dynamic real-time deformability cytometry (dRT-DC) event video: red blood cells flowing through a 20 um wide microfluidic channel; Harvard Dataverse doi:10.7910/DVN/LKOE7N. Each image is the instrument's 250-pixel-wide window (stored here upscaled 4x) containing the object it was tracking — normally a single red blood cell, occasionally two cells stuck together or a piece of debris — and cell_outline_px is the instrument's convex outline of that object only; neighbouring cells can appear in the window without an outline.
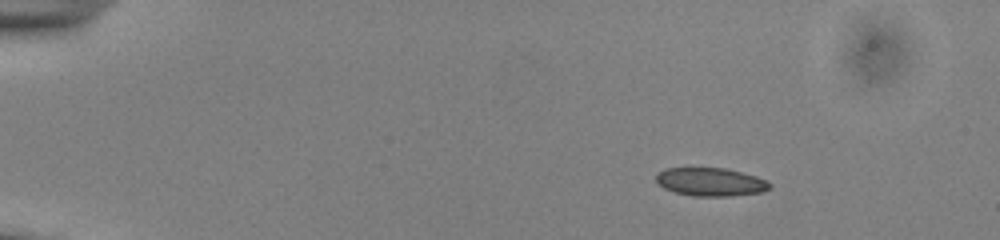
{"species": "common noctule bat (a hibernating species)", "species_latin": "Nyctalus noctula", "temperature_condition": "cold", "stored_images_in_passage": 47, "camera_frame_rate_fps": 3000, "um_per_image_px": 0.085, "animal": {"sex": "male", "body_mass_g": 13.0, "forearm_length_mm": 53.1}, "frame": {"image": 1, "passage_image": 1, "time_ms": 0.0, "image_size_px": [1000, 240], "cell_outline_px": [[772, 188], [760, 192], [732, 196], [692, 196], [676, 192], [664, 188], [656, 180], [656, 176], [660, 172], [668, 168], [724, 168], [744, 172], [756, 176], [772, 184]], "centroid_in_image_um": [60.44, 15.46], "position_along_channel_um": 24.6, "area_um2": 18.61}}
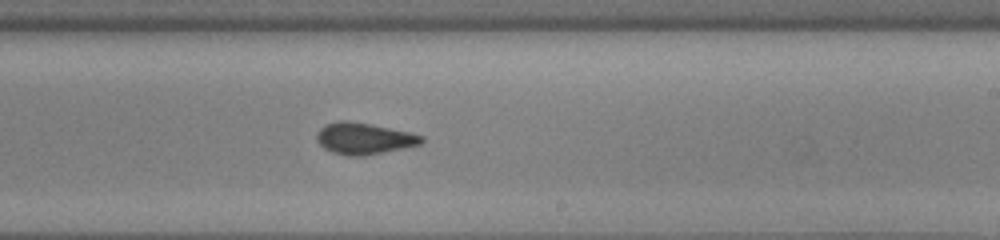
{"frame": {"image": 2, "passage_image": 27, "time_ms": 8.667, "image_size_px": [1000, 240], "cell_outline_px": [[424, 140], [420, 144], [404, 148], [364, 156], [348, 156], [332, 152], [324, 148], [316, 140], [316, 136], [320, 128], [324, 124], [340, 120], [344, 120], [368, 124], [408, 132], [424, 136]], "centroid_in_image_um": [30.91, 11.78], "position_along_channel_um": 258.1, "area_um2": 19.07}}
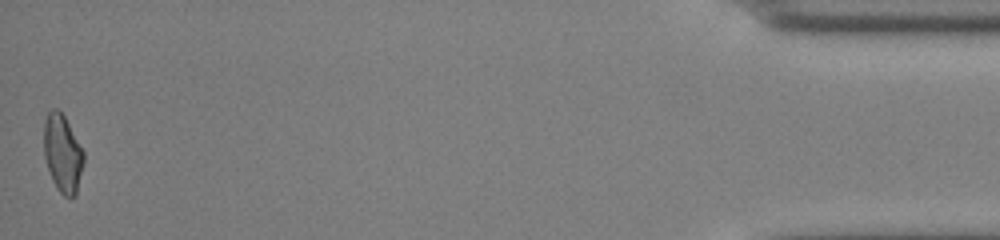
{"frame": {"image": 3, "passage_image": 47, "time_ms": 15.333, "image_size_px": [1000, 240], "cell_outline_px": [[84, 164], [76, 196], [64, 196], [56, 188], [52, 180], [44, 156], [44, 120], [48, 112], [52, 108], [56, 108], [64, 116], [84, 152]], "centroid_in_image_um": [5.32, 13.06], "position_along_channel_um": 429.9, "area_um2": 18.03}, "authors_computed_cell_mechanics": {"area_um2": 18.9584, "velocity_mm_per_s": 3.8366, "shape_relaxation_time_tau1_ms": 6.6033, "shape_relaxation_time_tau2_ms": 2.0826, "deformation_change_tau1": 0.1262, "deformation_change_tau2": 0.0459}}